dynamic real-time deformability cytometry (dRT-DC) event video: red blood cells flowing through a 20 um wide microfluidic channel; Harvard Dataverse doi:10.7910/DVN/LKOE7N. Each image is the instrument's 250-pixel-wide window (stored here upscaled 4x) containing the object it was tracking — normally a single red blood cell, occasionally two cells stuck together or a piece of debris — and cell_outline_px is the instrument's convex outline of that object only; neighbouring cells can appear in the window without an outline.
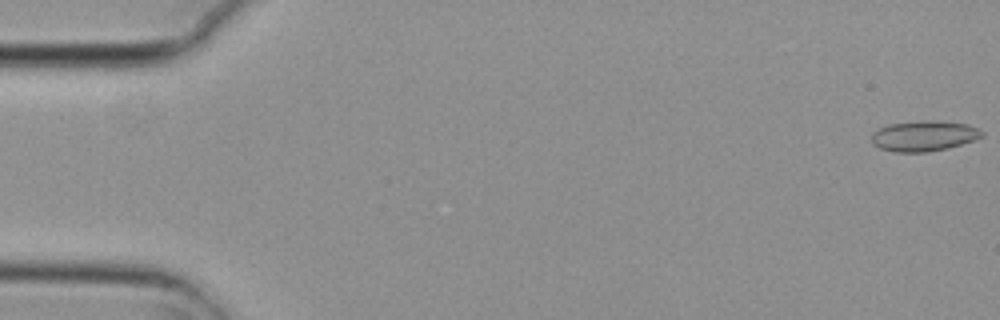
{"species": "common noctule bat (a hibernating species)", "species_latin": "Nyctalus noctula", "temperature_condition": "cold", "stored_images_in_passage": 11, "camera_frame_rate_fps": 3000, "um_per_image_px": 0.085, "animal": {"sex": "female", "body_mass_g": 29.2, "forearm_length_mm": 56.3}, "frame": {"image": 1, "passage_image": 1, "time_ms": 0.0, "image_size_px": [1000, 320], "cell_outline_px": [[984, 136], [976, 140], [948, 148], [928, 152], [896, 152], [880, 148], [872, 144], [872, 132], [888, 124], [968, 124], [984, 132]], "centroid_in_image_um": [78.53, 11.63], "position_along_channel_um": 6.5, "area_um2": 18.44}}
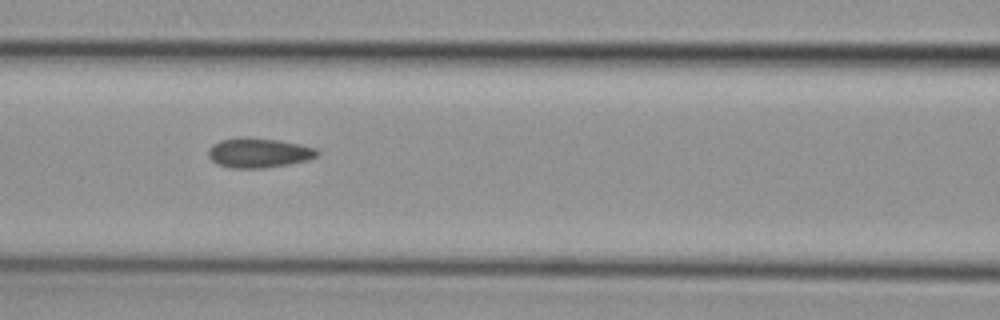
{"frame": {"image": 2, "passage_image": 7, "time_ms": 2.0, "image_size_px": [1000, 320], "cell_outline_px": [[320, 156], [308, 160], [288, 164], [264, 168], [232, 168], [216, 164], [208, 156], [208, 148], [212, 144], [220, 140], [280, 140], [316, 148], [320, 152]], "centroid_in_image_um": [22.03, 13.04], "position_along_channel_um": 144.6, "area_um2": 18.26}}
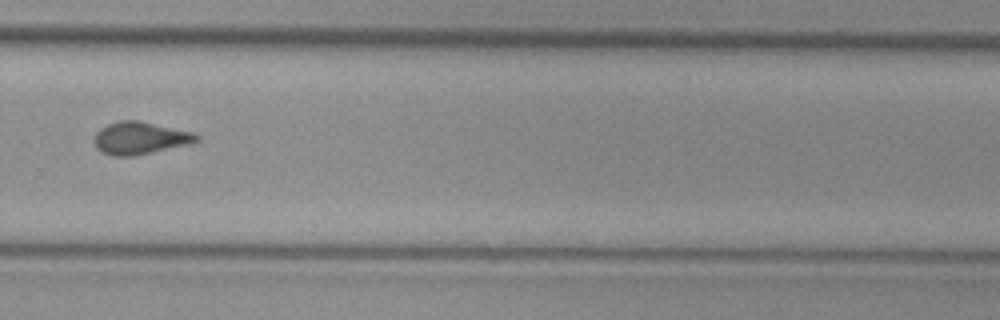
{"frame": {"image": 3, "passage_image": 11, "time_ms": 3.333, "image_size_px": [1000, 320], "cell_outline_px": [[200, 140], [188, 144], [132, 156], [112, 156], [100, 152], [96, 148], [92, 140], [96, 132], [100, 128], [108, 124], [120, 120], [140, 120], [192, 132], [200, 136]], "centroid_in_image_um": [11.85, 11.73], "position_along_channel_um": 318.0, "area_um2": 19.42}}